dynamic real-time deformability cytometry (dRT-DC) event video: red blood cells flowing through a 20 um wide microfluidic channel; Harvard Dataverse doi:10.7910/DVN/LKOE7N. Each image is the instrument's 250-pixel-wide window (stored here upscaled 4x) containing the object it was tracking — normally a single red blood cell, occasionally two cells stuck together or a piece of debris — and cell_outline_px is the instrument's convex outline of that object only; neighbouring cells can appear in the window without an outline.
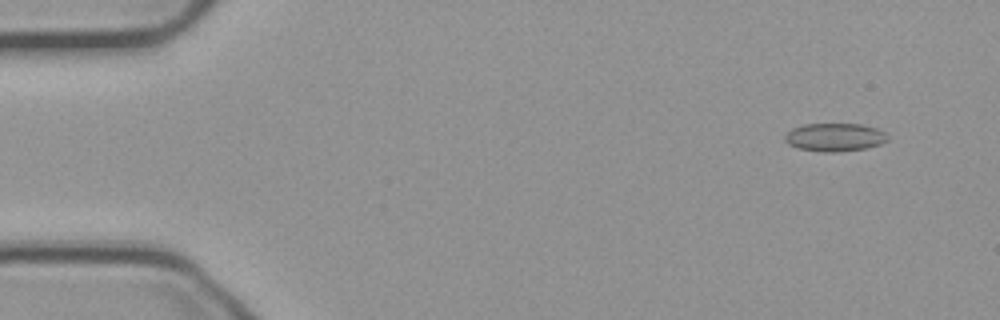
{"species": "common noctule bat (a hibernating species)", "species_latin": "Nyctalus noctula", "temperature_condition": "cold", "stored_images_in_passage": 56, "camera_frame_rate_fps": 3000, "um_per_image_px": 0.085, "animal": {"sex": "male", "body_mass_g": 23.1, "forearm_length_mm": 52.7}, "frame": {"image": 1, "passage_image": 5, "time_ms": 1.333, "image_size_px": [1000, 320], "cell_outline_px": [[888, 140], [880, 144], [864, 148], [836, 152], [824, 152], [800, 148], [788, 144], [784, 140], [784, 136], [792, 128], [804, 124], [860, 124], [876, 128], [884, 132]], "centroid_in_image_um": [70.93, 11.66], "position_along_channel_um": 14.1, "area_um2": 16.65}}
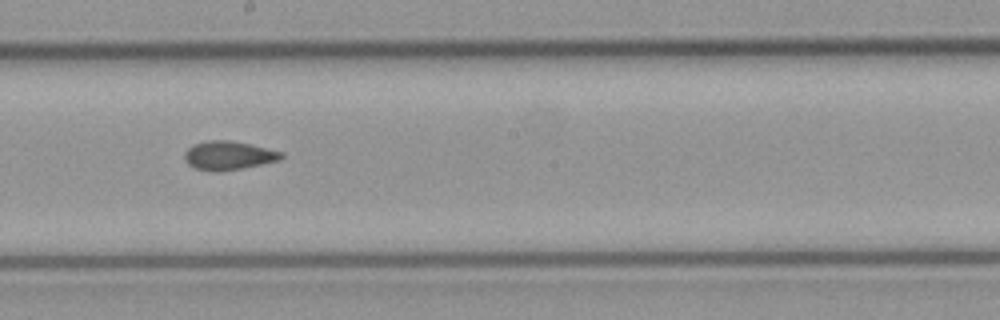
{"frame": {"image": 2, "passage_image": 31, "time_ms": 10.0, "image_size_px": [1000, 320], "cell_outline_px": [[284, 156], [280, 160], [240, 168], [216, 172], [196, 168], [188, 164], [184, 156], [184, 152], [192, 144], [208, 140], [228, 140], [248, 144], [284, 152]], "centroid_in_image_um": [19.41, 13.2], "position_along_channel_um": 228.8, "area_um2": 16.01}}
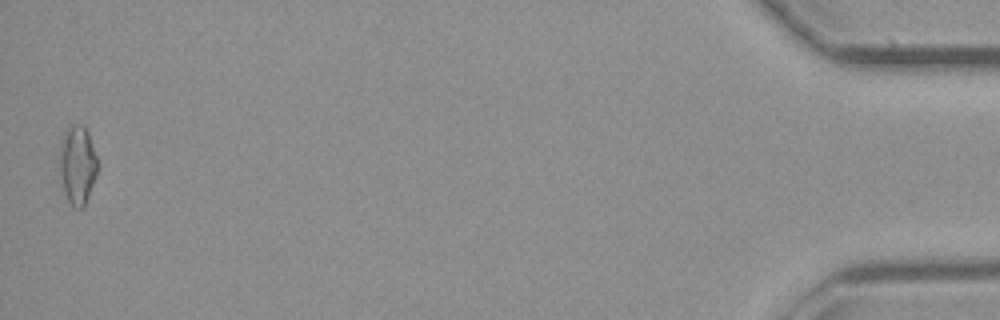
{"frame": {"image": 3, "passage_image": 55, "time_ms": 18.0, "image_size_px": [1000, 320], "cell_outline_px": [[100, 164], [96, 176], [88, 196], [84, 204], [80, 208], [76, 208], [68, 200], [64, 192], [60, 176], [60, 148], [64, 132], [72, 124], [84, 124], [88, 132]], "centroid_in_image_um": [6.61, 13.97], "position_along_channel_um": 428.6, "area_um2": 17.46}, "authors_computed_cell_mechanics": {"area_um2": 15.9817, "velocity_mm_per_s": 3.7472, "shape_relaxation_time_tau1_ms": null, "shape_relaxation_time_tau2_ms": 2.5592, "deformation_change_tau1": null, "deformation_change_tau2": 0.0804}}